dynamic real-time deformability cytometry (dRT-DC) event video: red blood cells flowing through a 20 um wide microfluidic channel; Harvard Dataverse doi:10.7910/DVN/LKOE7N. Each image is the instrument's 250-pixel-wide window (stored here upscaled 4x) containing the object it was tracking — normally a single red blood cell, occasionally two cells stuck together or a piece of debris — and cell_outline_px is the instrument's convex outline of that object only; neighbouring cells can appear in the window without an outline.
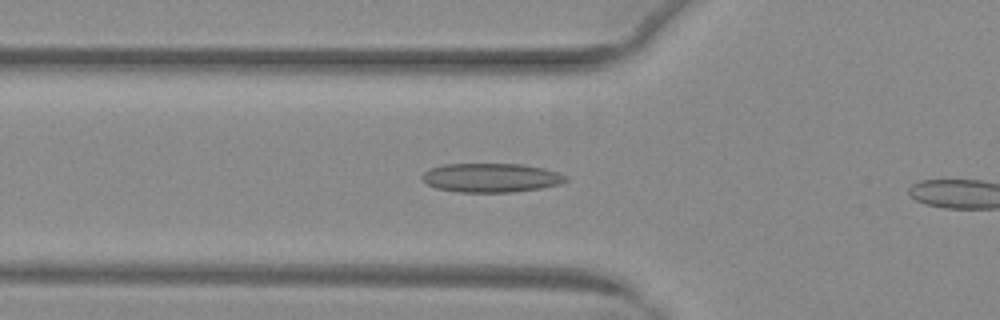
{"species": "common noctule bat (a hibernating species)", "species_latin": "Nyctalus noctula", "temperature_condition": "warm", "stored_images_in_passage": 10, "camera_frame_rate_fps": 3000, "um_per_image_px": 0.085, "animal": {"sex": "female", "body_mass_g": 29.2, "forearm_length_mm": 56.3}, "frame": {"image": 1, "passage_image": 9, "time_ms": 2.667, "image_size_px": [1000, 320], "cell_outline_px": [[568, 180], [560, 184], [540, 188], [512, 192], [456, 192], [436, 188], [428, 184], [420, 176], [428, 168], [444, 164], [520, 164], [544, 168], [568, 176]], "centroid_in_image_um": [41.72, 15.1], "position_along_channel_um": 84.1, "area_um2": 24.33}}